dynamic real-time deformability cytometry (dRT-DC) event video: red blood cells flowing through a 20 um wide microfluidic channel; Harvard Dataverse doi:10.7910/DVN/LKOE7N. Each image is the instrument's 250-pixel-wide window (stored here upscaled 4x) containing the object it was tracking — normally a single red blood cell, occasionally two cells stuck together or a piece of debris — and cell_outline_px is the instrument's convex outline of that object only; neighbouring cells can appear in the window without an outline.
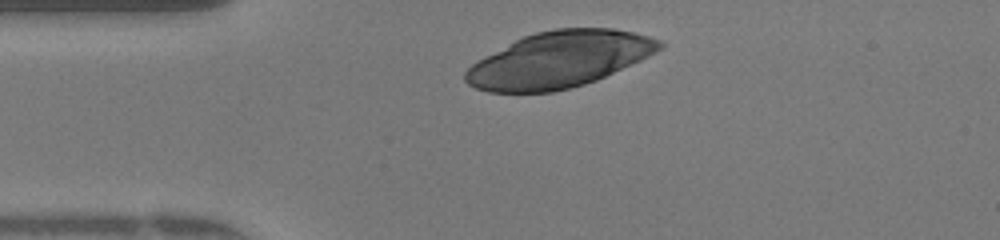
{"species": "human", "species_latin": "Homo sapiens", "temperature_condition": "warm", "stored_images_in_passage": 33, "camera_frame_rate_fps": 3000, "um_per_image_px": 0.085, "donor": {"sex": "female"}, "frame": {"image": 1, "passage_image": 3, "time_ms": 0.667, "image_size_px": [1000, 240], "cell_outline_px": [[664, 44], [656, 52], [640, 60], [596, 80], [584, 84], [552, 92], [488, 92], [476, 88], [468, 84], [464, 80], [464, 72], [476, 60], [524, 36], [536, 32], [556, 28], [612, 28], [632, 32], [648, 36], [660, 40]], "centroid_in_image_um": [47.49, 5.07], "position_along_channel_um": 37.5, "area_um2": 62.89}}